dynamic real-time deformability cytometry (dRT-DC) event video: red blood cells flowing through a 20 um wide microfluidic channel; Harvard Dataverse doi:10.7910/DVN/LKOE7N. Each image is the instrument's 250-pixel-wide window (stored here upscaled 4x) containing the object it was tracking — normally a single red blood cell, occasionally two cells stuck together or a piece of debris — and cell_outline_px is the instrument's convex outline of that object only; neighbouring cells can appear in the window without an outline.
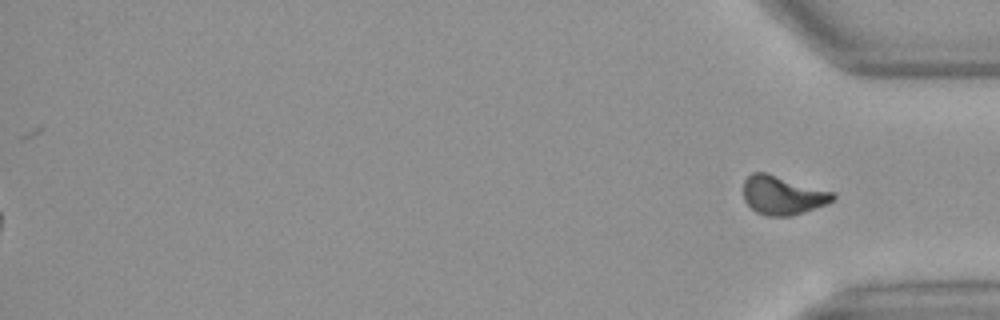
{"species": "Egyptian fruit bat (a non-hibernating species)", "species_latin": "Rousettus aegyptiacus", "temperature_condition": "warm", "stored_images_in_passage": 49, "segment_of_instrument_passage": [2, 2], "camera_frame_rate_fps": 3000, "um_per_image_px": 0.085, "animal": {"sex": "female"}, "frame": {"image": 1, "passage_image": 49, "time_ms": 16.0, "image_size_px": [1000, 320], "cell_outline_px": [[836, 200], [788, 216], [764, 216], [756, 212], [744, 200], [744, 180], [752, 172], [768, 172], [836, 192]], "centroid_in_image_um": [66.53, 16.56], "position_along_channel_um": 368.7, "area_um2": 20.35}}